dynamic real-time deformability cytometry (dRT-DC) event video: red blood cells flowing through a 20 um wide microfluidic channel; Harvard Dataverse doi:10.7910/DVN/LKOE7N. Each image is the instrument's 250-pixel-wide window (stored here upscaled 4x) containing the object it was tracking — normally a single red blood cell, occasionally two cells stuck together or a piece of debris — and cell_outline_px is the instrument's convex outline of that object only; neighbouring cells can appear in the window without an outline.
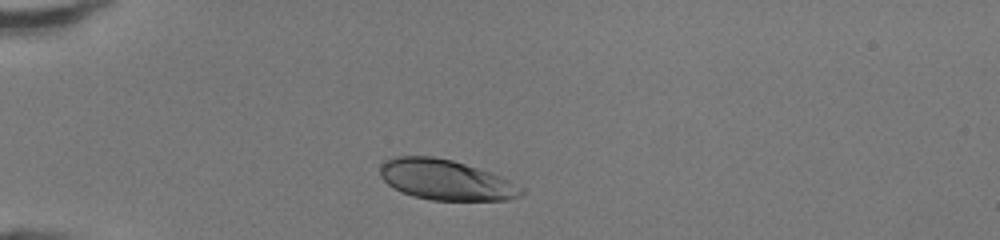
{"species": "human", "species_latin": "Homo sapiens", "temperature_condition": "room temperature", "stored_images_in_passage": 29, "camera_frame_rate_fps": 3000, "um_per_image_px": 0.085, "donor": {"sex": "female"}, "frame": {"image": 1, "passage_image": 1, "time_ms": 0.0, "image_size_px": [1000, 240], "cell_outline_px": [[524, 192], [520, 196], [508, 200], [432, 200], [412, 196], [388, 184], [380, 176], [380, 164], [384, 160], [396, 156], [432, 156], [452, 160], [500, 176], [524, 188]], "centroid_in_image_um": [37.87, 15.29], "position_along_channel_um": 47.1, "area_um2": 32.95}}
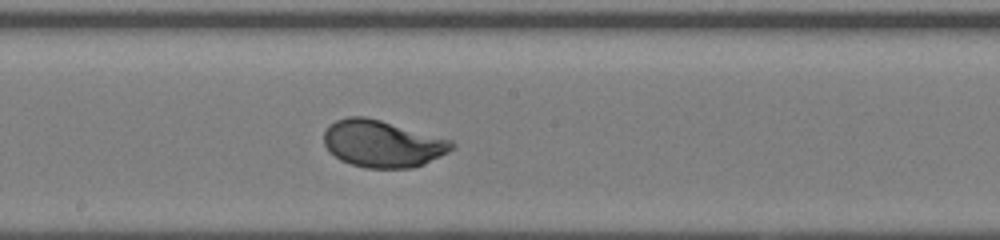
{"frame": {"image": 2, "passage_image": 15, "time_ms": 4.667, "image_size_px": [1000, 240], "cell_outline_px": [[456, 148], [424, 164], [412, 168], [364, 168], [340, 160], [324, 144], [324, 132], [328, 124], [336, 120], [348, 116], [364, 116], [380, 120], [452, 140], [456, 144]], "centroid_in_image_um": [32.52, 12.21], "position_along_channel_um": 215.7, "area_um2": 34.97}}
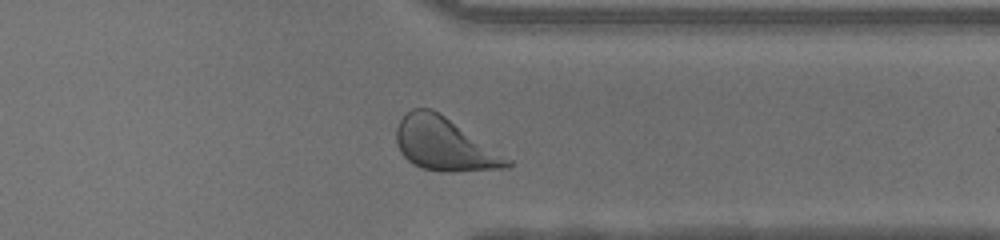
{"frame": {"image": 3, "passage_image": 26, "time_ms": 8.333, "image_size_px": [1000, 240], "cell_outline_px": [[512, 164], [508, 168], [452, 172], [444, 172], [420, 168], [412, 164], [400, 152], [396, 144], [396, 128], [400, 120], [412, 108], [432, 108], [512, 160]], "centroid_in_image_um": [37.75, 12.28], "position_along_channel_um": 373.7, "area_um2": 34.04}, "authors_computed_cell_mechanics": {"area_um2": 34.5066, "velocity_mm_per_s": 4.3044, "shape_relaxation_time_tau1_ms": 1.7445, "shape_relaxation_time_tau2_ms": null, "deformation_change_tau1": 0.1472, "deformation_change_tau2": null}}